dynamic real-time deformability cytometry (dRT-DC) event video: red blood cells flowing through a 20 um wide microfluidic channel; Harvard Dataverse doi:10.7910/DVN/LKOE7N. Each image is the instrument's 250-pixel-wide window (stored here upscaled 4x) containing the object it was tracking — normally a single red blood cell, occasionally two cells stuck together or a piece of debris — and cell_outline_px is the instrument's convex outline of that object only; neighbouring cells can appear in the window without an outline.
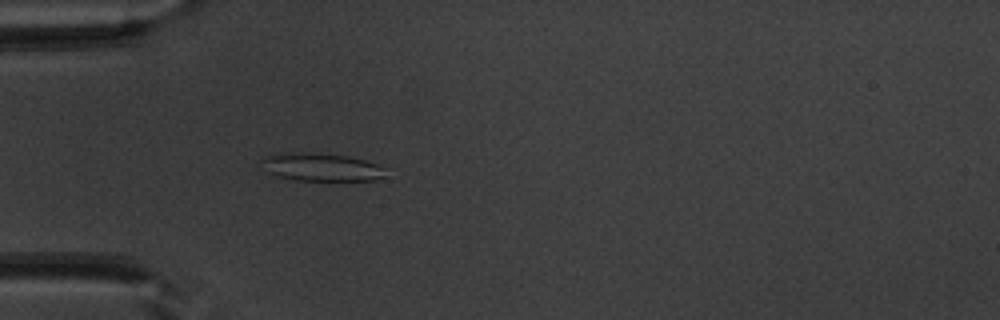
{"species": "common noctule bat (a hibernating species)", "species_latin": "Nyctalus noctula", "temperature_condition": "warm", "stored_images_in_passage": 51, "camera_frame_rate_fps": 3000, "um_per_image_px": 0.085, "animal": {"sex": "male", "body_mass_g": 20.1, "forearm_length_mm": 53.5}, "frame": {"image": 1, "passage_image": 16, "time_ms": 5.0, "image_size_px": [1000, 320], "cell_outline_px": [[384, 176], [372, 180], [296, 180], [276, 176], [268, 172], [264, 160], [268, 156], [280, 152], [300, 152], [348, 156], [364, 160], [376, 164], [384, 168]], "centroid_in_image_um": [27.32, 14.2], "position_along_channel_um": 57.7, "area_um2": 19.65}}
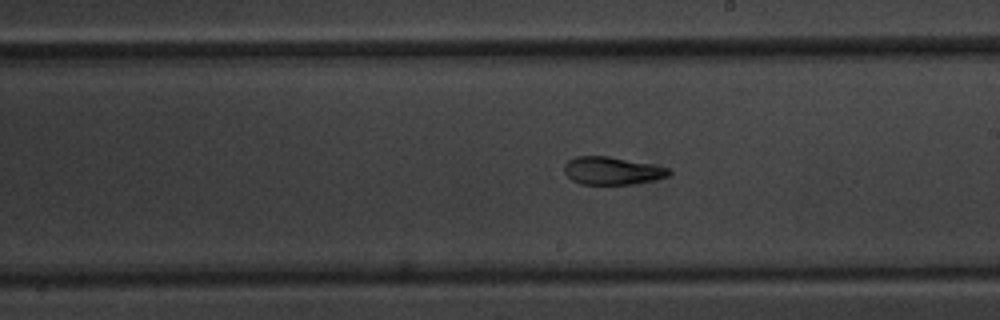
{"frame": {"image": 2, "passage_image": 30, "time_ms": 9.667, "image_size_px": [1000, 320], "cell_outline_px": [[672, 172], [668, 176], [652, 180], [632, 184], [580, 184], [572, 180], [564, 172], [564, 164], [568, 160], [576, 156], [608, 156], [652, 164], [668, 168]], "centroid_in_image_um": [52.0, 14.51], "position_along_channel_um": 237.0, "area_um2": 16.88}}
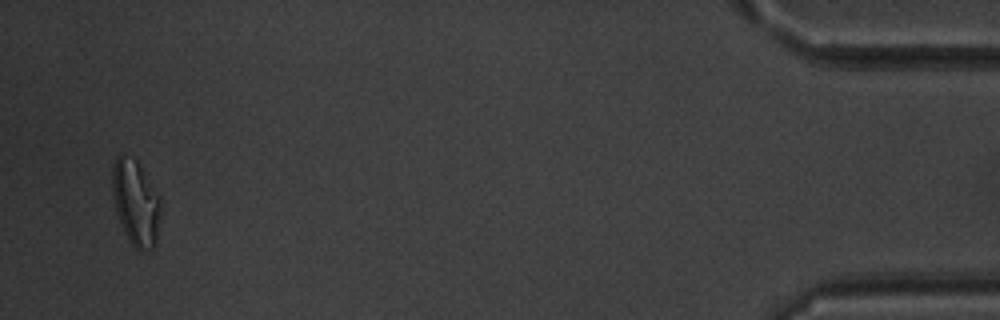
{"frame": {"image": 3, "passage_image": 50, "time_ms": 16.333, "image_size_px": [1000, 320], "cell_outline_px": [[160, 220], [156, 244], [152, 248], [144, 252], [140, 252], [132, 244], [124, 232], [116, 212], [112, 192], [112, 164], [116, 156], [120, 152], [136, 160], [160, 196]], "centroid_in_image_um": [11.53, 17.23], "position_along_channel_um": 423.7, "area_um2": 24.33}, "authors_computed_cell_mechanics": {"area_um2": 19.652, "velocity_mm_per_s": 3.9681, "shape_relaxation_time_tau1_ms": 9.8364, "shape_relaxation_time_tau2_ms": 2.9939, "deformation_change_tau1": 0.2247, "deformation_change_tau2": 0.1096}}